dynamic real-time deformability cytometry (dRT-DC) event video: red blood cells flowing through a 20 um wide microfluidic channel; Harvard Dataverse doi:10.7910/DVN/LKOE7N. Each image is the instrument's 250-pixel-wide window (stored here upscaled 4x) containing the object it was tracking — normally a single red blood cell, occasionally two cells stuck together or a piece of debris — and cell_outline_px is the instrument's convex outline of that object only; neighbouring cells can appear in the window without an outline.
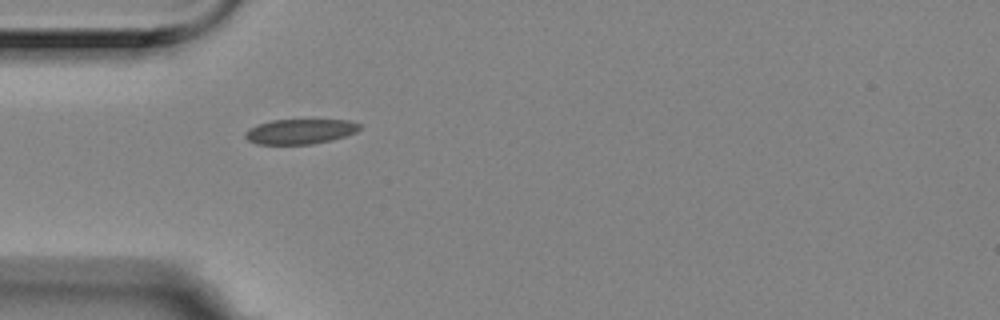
{"species": "Egyptian fruit bat (a non-hibernating species)", "species_latin": "Rousettus aegyptiacus", "temperature_condition": "room temperature", "stored_images_in_passage": 3, "camera_frame_rate_fps": 3000, "um_per_image_px": 0.085, "animal": {"sex": "female"}, "frame": {"image": 1, "passage_image": 1, "time_ms": 0.0, "image_size_px": [1000, 320], "cell_outline_px": [[360, 128], [356, 132], [332, 140], [312, 144], [256, 144], [248, 140], [244, 136], [244, 132], [248, 128], [256, 124], [272, 120], [348, 120], [360, 124]], "centroid_in_image_um": [25.46, 11.17], "position_along_channel_um": 59.5, "area_um2": 16.7}}
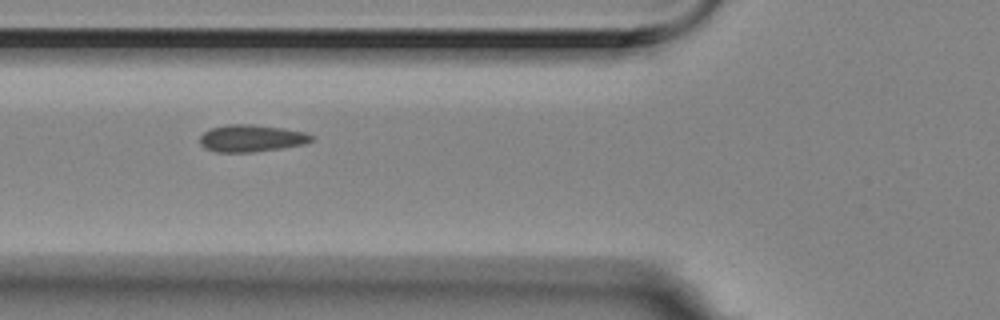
{"frame": {"image": 2, "passage_image": 2, "time_ms": 0.333, "image_size_px": [1000, 320], "cell_outline_px": [[316, 136], [312, 140], [304, 144], [284, 148], [252, 152], [216, 152], [204, 148], [200, 144], [200, 136], [208, 128], [228, 124], [252, 124], [284, 128], [304, 132]], "centroid_in_image_um": [21.36, 11.75], "position_along_channel_um": 104.4, "area_um2": 17.86}}
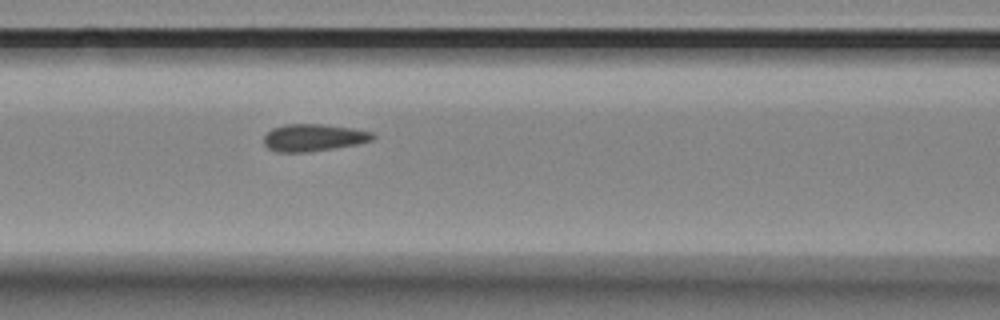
{"frame": {"image": 3, "passage_image": 3, "time_ms": 0.667, "image_size_px": [1000, 320], "cell_outline_px": [[376, 136], [372, 140], [356, 144], [308, 152], [276, 152], [268, 148], [264, 144], [264, 136], [272, 128], [284, 124], [324, 124], [352, 128], [372, 132]], "centroid_in_image_um": [26.63, 11.69], "position_along_channel_um": 140.0, "area_um2": 17.22}}